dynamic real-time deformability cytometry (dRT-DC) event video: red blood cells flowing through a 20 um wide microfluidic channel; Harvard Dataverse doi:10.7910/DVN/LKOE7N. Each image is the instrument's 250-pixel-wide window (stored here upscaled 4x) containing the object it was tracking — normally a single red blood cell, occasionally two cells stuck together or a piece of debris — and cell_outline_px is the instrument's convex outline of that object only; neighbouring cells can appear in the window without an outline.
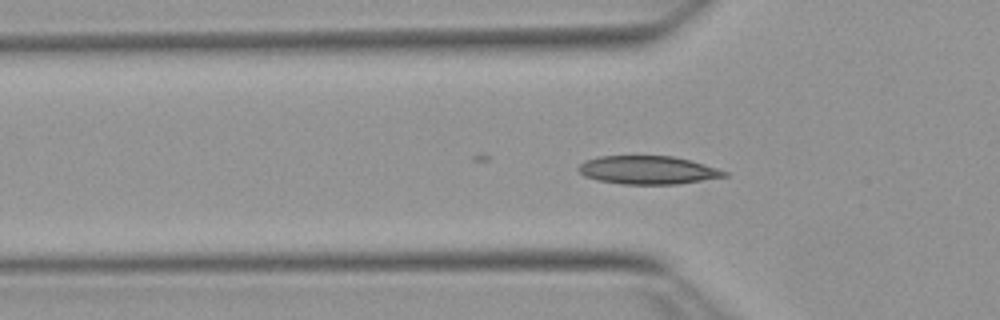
{"species": "Egyptian fruit bat (a non-hibernating species)", "species_latin": "Rousettus aegyptiacus", "temperature_condition": "warm", "stored_images_in_passage": 10, "camera_frame_rate_fps": 3000, "um_per_image_px": 0.085, "animal": {"sex": "female"}, "frame": {"image": 1, "passage_image": 8, "time_ms": 2.333, "image_size_px": [1000, 320], "cell_outline_px": [[728, 176], [676, 184], [620, 184], [596, 180], [584, 176], [576, 168], [584, 160], [600, 156], [672, 156], [704, 164], [728, 172]], "centroid_in_image_um": [55.01, 14.46], "position_along_channel_um": 70.8, "area_um2": 23.99}}